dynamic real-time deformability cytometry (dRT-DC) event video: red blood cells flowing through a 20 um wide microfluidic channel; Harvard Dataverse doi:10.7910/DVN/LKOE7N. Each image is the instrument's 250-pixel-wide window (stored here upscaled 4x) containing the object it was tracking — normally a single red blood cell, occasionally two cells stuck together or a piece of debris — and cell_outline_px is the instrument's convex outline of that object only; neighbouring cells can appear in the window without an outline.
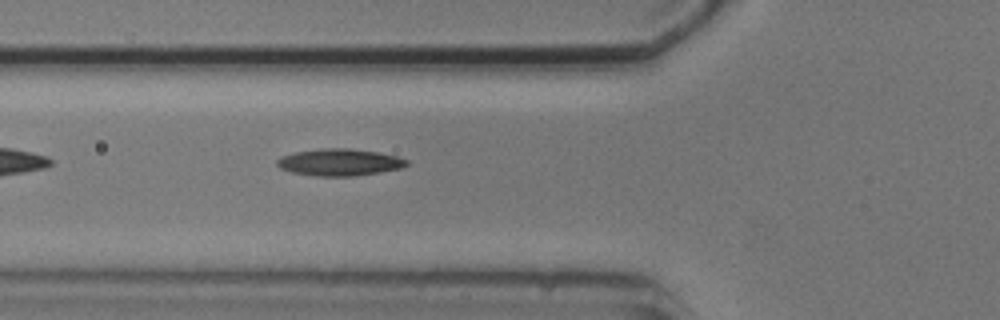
{"species": "common noctule bat (a hibernating species)", "species_latin": "Nyctalus noctula", "temperature_condition": "cold", "stored_images_in_passage": 4, "camera_frame_rate_fps": 3000, "um_per_image_px": 0.085, "animal": {"sex": "male", "body_mass_g": 20.5, "forearm_length_mm": 52.5}, "frame": {"image": 1, "passage_image": 4, "time_ms": 3.333, "image_size_px": [1000, 320], "cell_outline_px": [[408, 164], [400, 168], [380, 172], [352, 176], [316, 176], [292, 172], [280, 168], [276, 164], [276, 160], [280, 156], [296, 152], [320, 148], [348, 148], [380, 152], [396, 156], [408, 160]], "centroid_in_image_um": [28.84, 13.78], "position_along_channel_um": 97.0, "area_um2": 20.35}}